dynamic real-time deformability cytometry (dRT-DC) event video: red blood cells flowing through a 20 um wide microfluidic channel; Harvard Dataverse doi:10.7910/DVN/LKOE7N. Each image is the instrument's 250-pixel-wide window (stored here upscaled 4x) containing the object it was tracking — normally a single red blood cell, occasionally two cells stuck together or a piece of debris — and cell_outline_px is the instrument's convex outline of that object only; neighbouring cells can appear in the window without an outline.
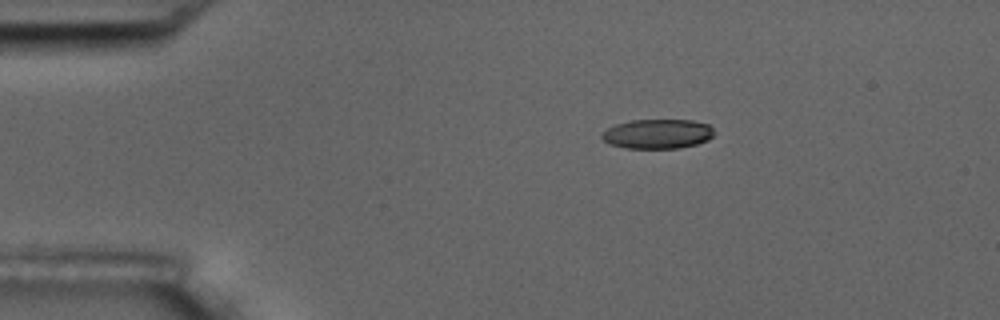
{"species": "common noctule bat (a hibernating species)", "species_latin": "Nyctalus noctula", "temperature_condition": "room temperature", "stored_images_in_passage": 5, "camera_frame_rate_fps": 3000, "um_per_image_px": 0.085, "animal": {"sex": "male", "body_mass_g": 17.5, "forearm_length_mm": 52.3}, "frame": {"image": 1, "passage_image": 3, "time_ms": 3.0, "image_size_px": [1000, 320], "cell_outline_px": [[716, 132], [708, 140], [696, 144], [680, 148], [628, 148], [608, 144], [600, 136], [608, 128], [616, 124], [632, 120], [692, 120], [708, 124]], "centroid_in_image_um": [55.91, 11.38], "position_along_channel_um": 29.1, "area_um2": 19.31}}